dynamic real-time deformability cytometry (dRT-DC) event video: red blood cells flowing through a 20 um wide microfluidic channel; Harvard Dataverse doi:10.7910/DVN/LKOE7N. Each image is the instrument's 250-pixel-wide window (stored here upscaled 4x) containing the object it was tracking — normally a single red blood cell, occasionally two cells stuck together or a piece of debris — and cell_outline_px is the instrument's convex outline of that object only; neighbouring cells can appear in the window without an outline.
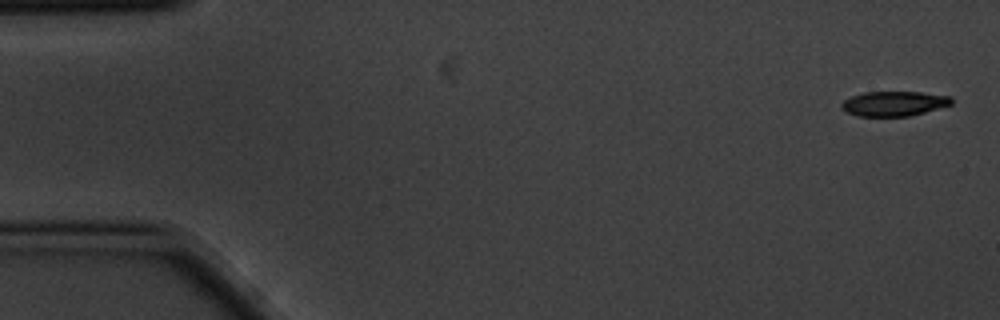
{"species": "common noctule bat (a hibernating species)", "species_latin": "Nyctalus noctula", "temperature_condition": "cold", "stored_images_in_passage": 5, "camera_frame_rate_fps": 3000, "um_per_image_px": 0.085, "animal": {"sex": "male", "body_mass_g": 20.1, "forearm_length_mm": 53.5}, "frame": {"image": 1, "passage_image": 1, "time_ms": 0.0, "image_size_px": [1000, 320], "cell_outline_px": [[952, 104], [924, 112], [908, 116], [856, 116], [840, 108], [840, 104], [844, 100], [852, 96], [864, 92], [920, 92], [952, 96]], "centroid_in_image_um": [75.97, 8.8], "position_along_channel_um": 9.0, "area_um2": 15.84}}
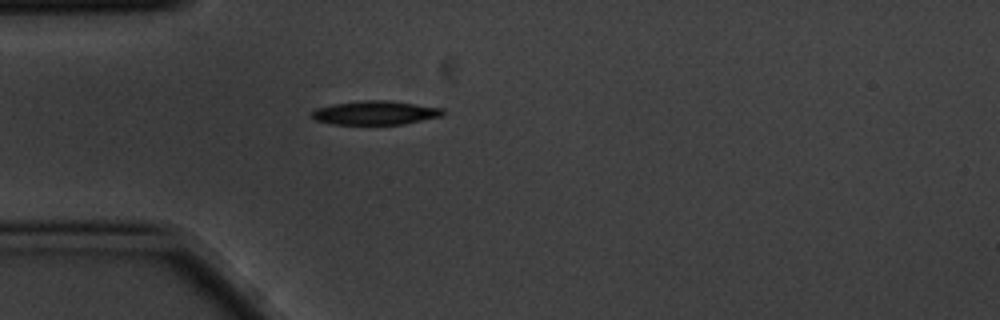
{"frame": {"image": 2, "passage_image": 5, "time_ms": 1.333, "image_size_px": [1000, 320], "cell_outline_px": [[444, 112], [440, 116], [404, 124], [332, 124], [316, 120], [312, 116], [312, 112], [316, 108], [332, 104], [360, 100], [388, 100], [444, 108]], "centroid_in_image_um": [31.89, 9.58], "position_along_channel_um": 53.1, "area_um2": 18.15}}